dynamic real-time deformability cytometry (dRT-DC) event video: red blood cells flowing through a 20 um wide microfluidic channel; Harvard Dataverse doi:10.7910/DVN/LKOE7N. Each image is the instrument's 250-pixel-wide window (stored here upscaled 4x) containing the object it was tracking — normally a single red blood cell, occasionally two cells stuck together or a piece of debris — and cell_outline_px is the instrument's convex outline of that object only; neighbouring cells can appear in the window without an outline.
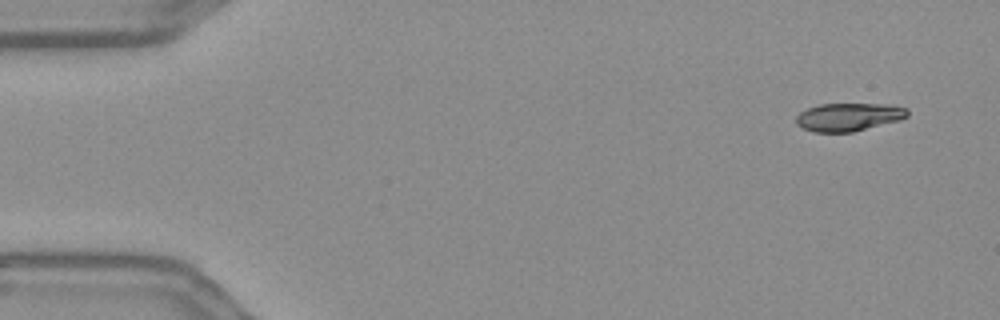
{"species": "Egyptian fruit bat (a non-hibernating species)", "species_latin": "Rousettus aegyptiacus", "temperature_condition": "warm", "stored_images_in_passage": 53, "camera_frame_rate_fps": 3000, "um_per_image_px": 0.085, "frame": {"image": 1, "passage_image": 1, "time_ms": 0.0, "image_size_px": [1000, 320], "cell_outline_px": [[908, 116], [900, 120], [852, 132], [812, 132], [796, 124], [796, 116], [800, 112], [808, 108], [820, 104], [892, 104], [908, 108]], "centroid_in_image_um": [72.15, 9.94], "position_along_channel_um": 12.8, "area_um2": 18.26}}
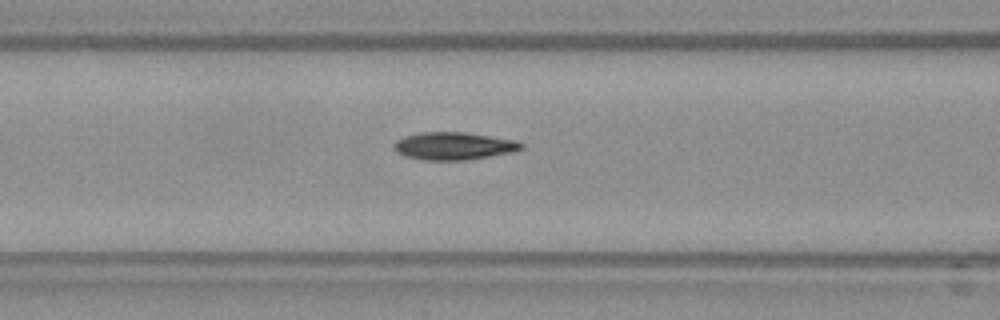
{"frame": {"image": 2, "passage_image": 20, "time_ms": 6.333, "image_size_px": [1000, 320], "cell_outline_px": [[524, 148], [512, 152], [464, 160], [424, 160], [404, 156], [396, 152], [392, 144], [396, 140], [404, 136], [420, 132], [464, 132], [516, 140], [524, 144]], "centroid_in_image_um": [38.53, 12.4], "position_along_channel_um": 128.1, "area_um2": 20.52}}
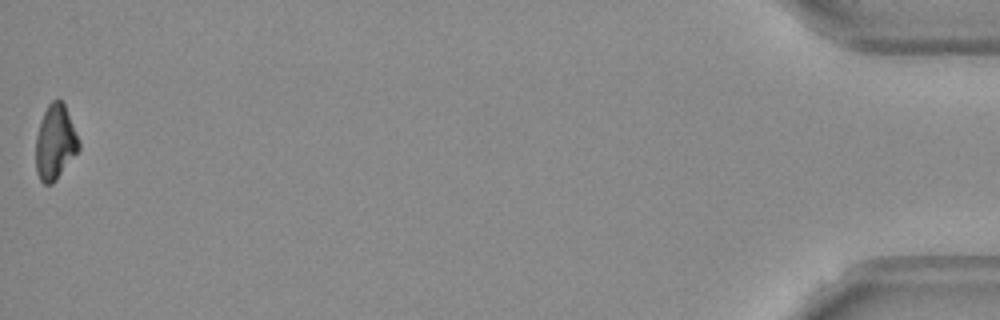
{"frame": {"image": 3, "passage_image": 53, "time_ms": 17.333, "image_size_px": [1000, 320], "cell_outline_px": [[80, 148], [56, 180], [52, 184], [44, 184], [40, 180], [36, 172], [36, 136], [40, 120], [48, 104], [52, 100], [60, 100], [64, 104], [80, 140]], "centroid_in_image_um": [4.68, 12.1], "position_along_channel_um": 430.5, "area_um2": 18.73}, "authors_computed_cell_mechanics": {"area_um2": 19.8254, "velocity_mm_per_s": 3.6493, "shape_relaxation_time_tau1_ms": null, "shape_relaxation_time_tau2_ms": 3.3543, "deformation_change_tau1": null, "deformation_change_tau2": 0.0777}}